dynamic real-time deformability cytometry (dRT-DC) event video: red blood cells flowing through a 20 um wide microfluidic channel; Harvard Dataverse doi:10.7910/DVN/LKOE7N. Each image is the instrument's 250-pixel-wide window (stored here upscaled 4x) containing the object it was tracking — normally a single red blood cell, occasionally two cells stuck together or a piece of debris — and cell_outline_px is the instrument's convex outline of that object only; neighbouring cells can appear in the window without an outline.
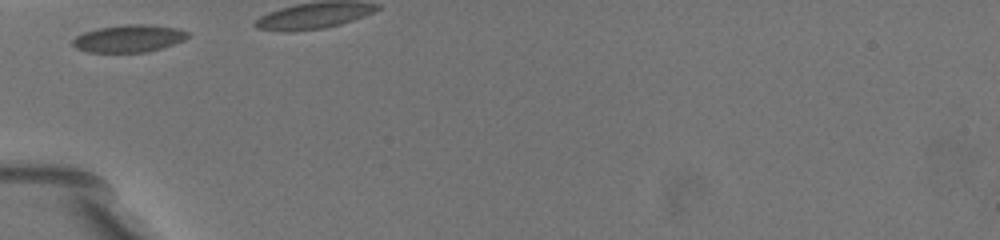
{"species": "common noctule bat (a hibernating species)", "species_latin": "Nyctalus noctula", "temperature_condition": "warm", "stored_images_in_passage": 8, "camera_frame_rate_fps": 3000, "um_per_image_px": 0.085, "animal": {"sex": "female", "body_mass_g": 19.5, "forearm_length_mm": 54.1}, "frame": {"image": 1, "passage_image": 1, "time_ms": 0.0, "image_size_px": [1000, 240], "cell_outline_px": [[188, 36], [184, 40], [148, 52], [88, 52], [76, 48], [72, 44], [72, 40], [76, 36], [84, 32], [96, 28], [124, 24], [152, 24], [176, 28], [188, 32]], "centroid_in_image_um": [10.92, 3.26], "position_along_channel_um": 74.1, "area_um2": 18.38}}
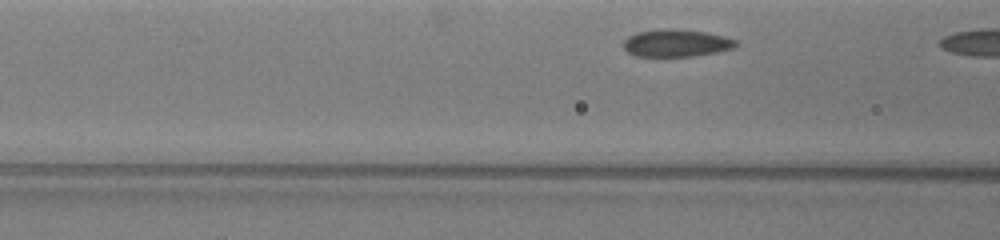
{"frame": {"image": 2, "passage_image": 6, "time_ms": 1.0, "image_size_px": [1000, 240], "cell_outline_px": [[736, 44], [732, 48], [716, 52], [692, 56], [636, 56], [628, 52], [624, 48], [624, 40], [628, 36], [636, 32], [656, 28], [672, 28], [708, 32], [736, 40]], "centroid_in_image_um": [57.43, 3.64], "position_along_channel_um": 109.2, "area_um2": 17.98}}